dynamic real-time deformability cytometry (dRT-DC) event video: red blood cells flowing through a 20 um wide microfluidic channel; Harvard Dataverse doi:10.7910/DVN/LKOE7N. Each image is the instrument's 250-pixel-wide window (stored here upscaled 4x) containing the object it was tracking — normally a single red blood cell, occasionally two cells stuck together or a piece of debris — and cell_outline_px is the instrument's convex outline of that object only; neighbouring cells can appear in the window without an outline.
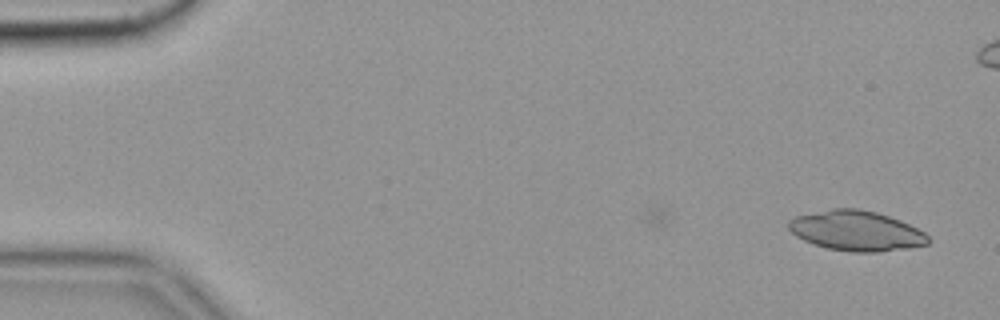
{"species": "common noctule bat (a hibernating species)", "species_latin": "Nyctalus noctula", "temperature_condition": "cold", "stored_images_in_passage": 11, "camera_frame_rate_fps": 3000, "um_per_image_px": 0.085, "animal": {"sex": "female", "body_mass_g": 19.9}, "frame": {"image": 1, "passage_image": 2, "time_ms": 0.333, "image_size_px": [1000, 320], "cell_outline_px": [[932, 240], [928, 244], [908, 248], [880, 252], [848, 252], [828, 248], [812, 244], [796, 236], [788, 228], [788, 220], [796, 216], [832, 208], [856, 208], [876, 212], [900, 220], [924, 232]], "centroid_in_image_um": [72.78, 19.62], "position_along_channel_um": 12.2, "area_um2": 32.66}}